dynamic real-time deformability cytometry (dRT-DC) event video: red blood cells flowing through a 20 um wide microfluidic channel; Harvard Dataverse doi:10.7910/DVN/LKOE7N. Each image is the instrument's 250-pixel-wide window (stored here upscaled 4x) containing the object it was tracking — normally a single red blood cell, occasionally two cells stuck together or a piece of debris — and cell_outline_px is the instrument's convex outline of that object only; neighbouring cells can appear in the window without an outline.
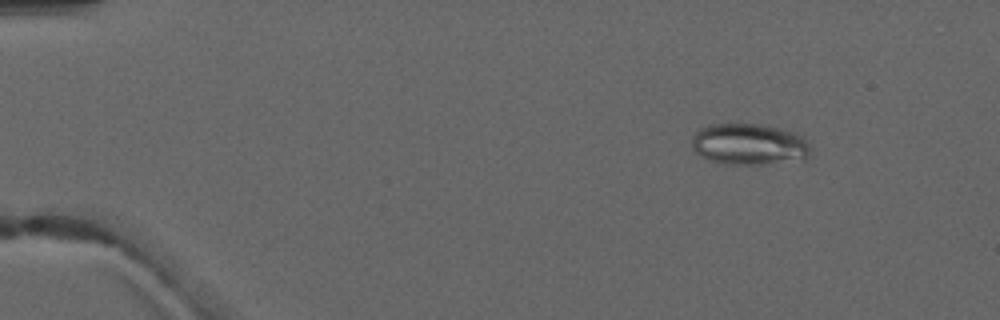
{"species": "common noctule bat (a hibernating species)", "species_latin": "Nyctalus noctula", "temperature_condition": "warm", "stored_images_in_passage": 4, "camera_frame_rate_fps": 3000, "um_per_image_px": 0.085, "animal": {"sex": "male", "forearm_length_mm": 52.5}, "frame": {"image": 1, "passage_image": 1, "time_ms": 0.0, "image_size_px": [1000, 320], "cell_outline_px": [[808, 156], [804, 160], [760, 164], [724, 164], [708, 160], [700, 156], [692, 148], [692, 136], [700, 128], [708, 124], [728, 120], [760, 124], [780, 128], [792, 132], [800, 136], [804, 140], [808, 148]], "centroid_in_image_um": [63.57, 12.22], "position_along_channel_um": 21.4, "area_um2": 29.25}}